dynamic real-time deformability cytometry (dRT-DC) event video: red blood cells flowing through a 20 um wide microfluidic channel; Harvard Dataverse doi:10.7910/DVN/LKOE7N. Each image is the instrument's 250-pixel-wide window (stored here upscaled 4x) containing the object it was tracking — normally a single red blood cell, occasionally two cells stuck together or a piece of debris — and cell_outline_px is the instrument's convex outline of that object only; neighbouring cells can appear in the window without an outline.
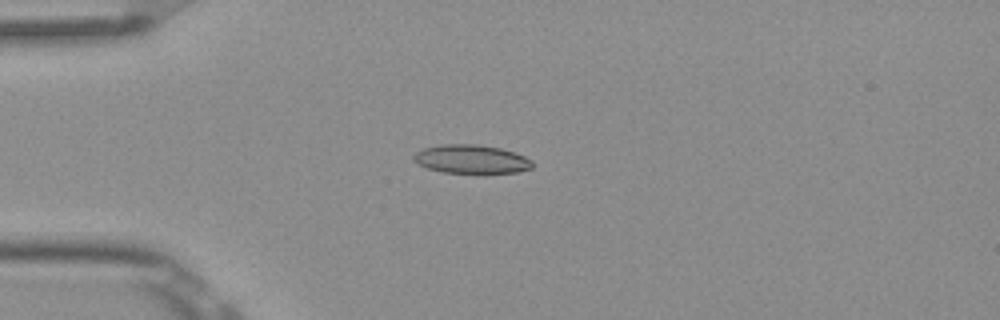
{"species": "Egyptian fruit bat (a non-hibernating species)", "species_latin": "Rousettus aegyptiacus", "temperature_condition": "room temperature", "stored_images_in_passage": 7, "camera_frame_rate_fps": 3000, "um_per_image_px": 0.085, "frame": {"image": 1, "passage_image": 4, "time_ms": 1.0, "image_size_px": [1000, 320], "cell_outline_px": [[532, 168], [516, 172], [484, 176], [444, 172], [428, 168], [416, 164], [412, 160], [412, 156], [416, 152], [424, 148], [444, 144], [476, 144], [500, 148], [516, 152], [532, 160]], "centroid_in_image_um": [40.08, 13.57], "position_along_channel_um": 44.9, "area_um2": 20.69}}
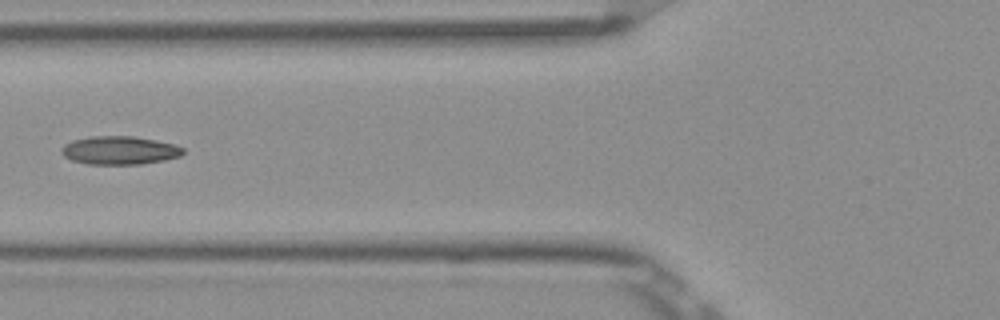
{"frame": {"image": 2, "passage_image": 6, "time_ms": 1.667, "image_size_px": [1000, 320], "cell_outline_px": [[184, 152], [180, 156], [164, 160], [140, 164], [88, 164], [72, 160], [64, 156], [60, 152], [64, 144], [72, 140], [88, 136], [132, 136], [156, 140], [172, 144], [184, 148]], "centroid_in_image_um": [10.14, 12.77], "position_along_channel_um": 115.7, "area_um2": 20.06}}
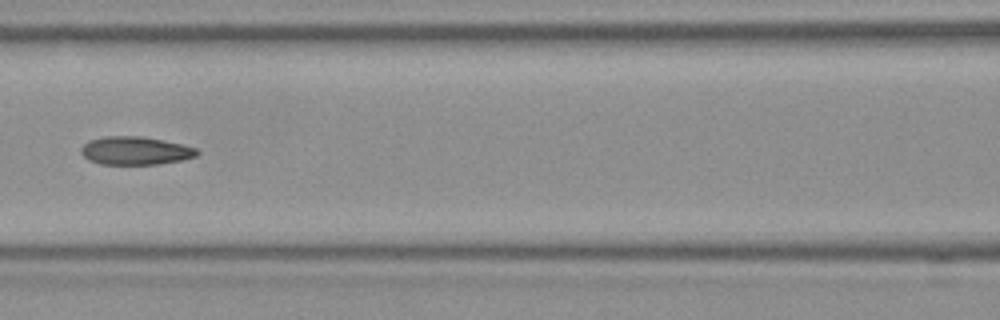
{"frame": {"image": 3, "passage_image": 7, "time_ms": 2.0, "image_size_px": [1000, 320], "cell_outline_px": [[200, 152], [196, 156], [184, 160], [160, 164], [100, 164], [88, 160], [80, 152], [80, 148], [88, 140], [104, 136], [144, 136], [180, 144], [196, 148]], "centroid_in_image_um": [11.49, 12.81], "position_along_channel_um": 155.1, "area_um2": 19.19}}